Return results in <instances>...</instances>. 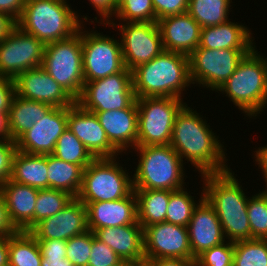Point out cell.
<instances>
[{"mask_svg":"<svg viewBox=\"0 0 267 266\" xmlns=\"http://www.w3.org/2000/svg\"><path fill=\"white\" fill-rule=\"evenodd\" d=\"M73 196L68 192L46 188L38 190L35 203V225L41 220L51 217L66 207Z\"/></svg>","mask_w":267,"mask_h":266,"instance_id":"cell-35","label":"cell"},{"mask_svg":"<svg viewBox=\"0 0 267 266\" xmlns=\"http://www.w3.org/2000/svg\"><path fill=\"white\" fill-rule=\"evenodd\" d=\"M244 25L237 22L221 23L201 28L199 46L207 49H253L254 37Z\"/></svg>","mask_w":267,"mask_h":266,"instance_id":"cell-26","label":"cell"},{"mask_svg":"<svg viewBox=\"0 0 267 266\" xmlns=\"http://www.w3.org/2000/svg\"><path fill=\"white\" fill-rule=\"evenodd\" d=\"M45 44L17 26L0 42V76L14 79L29 69L41 66Z\"/></svg>","mask_w":267,"mask_h":266,"instance_id":"cell-14","label":"cell"},{"mask_svg":"<svg viewBox=\"0 0 267 266\" xmlns=\"http://www.w3.org/2000/svg\"><path fill=\"white\" fill-rule=\"evenodd\" d=\"M16 151V141L0 139V186L11 178L12 160Z\"/></svg>","mask_w":267,"mask_h":266,"instance_id":"cell-43","label":"cell"},{"mask_svg":"<svg viewBox=\"0 0 267 266\" xmlns=\"http://www.w3.org/2000/svg\"><path fill=\"white\" fill-rule=\"evenodd\" d=\"M47 168L48 188L68 192L76 198L82 185L83 169L52 154L47 155Z\"/></svg>","mask_w":267,"mask_h":266,"instance_id":"cell-30","label":"cell"},{"mask_svg":"<svg viewBox=\"0 0 267 266\" xmlns=\"http://www.w3.org/2000/svg\"><path fill=\"white\" fill-rule=\"evenodd\" d=\"M42 259L40 266H74L66 258V241L65 240H37Z\"/></svg>","mask_w":267,"mask_h":266,"instance_id":"cell-40","label":"cell"},{"mask_svg":"<svg viewBox=\"0 0 267 266\" xmlns=\"http://www.w3.org/2000/svg\"><path fill=\"white\" fill-rule=\"evenodd\" d=\"M91 5L97 11L98 16L100 15L99 20L97 21V17L95 20L97 23H101L106 26L110 22L111 17H113L117 11L118 6L116 5V0H89ZM107 18V19H106Z\"/></svg>","mask_w":267,"mask_h":266,"instance_id":"cell-45","label":"cell"},{"mask_svg":"<svg viewBox=\"0 0 267 266\" xmlns=\"http://www.w3.org/2000/svg\"><path fill=\"white\" fill-rule=\"evenodd\" d=\"M38 190L10 179L0 186L10 220L18 231H30L35 226Z\"/></svg>","mask_w":267,"mask_h":266,"instance_id":"cell-25","label":"cell"},{"mask_svg":"<svg viewBox=\"0 0 267 266\" xmlns=\"http://www.w3.org/2000/svg\"><path fill=\"white\" fill-rule=\"evenodd\" d=\"M41 67L77 100L85 84L81 27L69 38L45 44Z\"/></svg>","mask_w":267,"mask_h":266,"instance_id":"cell-8","label":"cell"},{"mask_svg":"<svg viewBox=\"0 0 267 266\" xmlns=\"http://www.w3.org/2000/svg\"><path fill=\"white\" fill-rule=\"evenodd\" d=\"M146 266H195V261L175 258L145 259Z\"/></svg>","mask_w":267,"mask_h":266,"instance_id":"cell-49","label":"cell"},{"mask_svg":"<svg viewBox=\"0 0 267 266\" xmlns=\"http://www.w3.org/2000/svg\"><path fill=\"white\" fill-rule=\"evenodd\" d=\"M201 116L185 104L176 114L170 146L201 175L230 170L224 145Z\"/></svg>","mask_w":267,"mask_h":266,"instance_id":"cell-1","label":"cell"},{"mask_svg":"<svg viewBox=\"0 0 267 266\" xmlns=\"http://www.w3.org/2000/svg\"><path fill=\"white\" fill-rule=\"evenodd\" d=\"M234 242L226 241L205 250L195 260V266H232Z\"/></svg>","mask_w":267,"mask_h":266,"instance_id":"cell-41","label":"cell"},{"mask_svg":"<svg viewBox=\"0 0 267 266\" xmlns=\"http://www.w3.org/2000/svg\"><path fill=\"white\" fill-rule=\"evenodd\" d=\"M136 100L132 71H123L103 79L86 82L76 103L89 112L128 108Z\"/></svg>","mask_w":267,"mask_h":266,"instance_id":"cell-10","label":"cell"},{"mask_svg":"<svg viewBox=\"0 0 267 266\" xmlns=\"http://www.w3.org/2000/svg\"><path fill=\"white\" fill-rule=\"evenodd\" d=\"M137 199L138 223L147 226L166 222L170 190L133 189Z\"/></svg>","mask_w":267,"mask_h":266,"instance_id":"cell-29","label":"cell"},{"mask_svg":"<svg viewBox=\"0 0 267 266\" xmlns=\"http://www.w3.org/2000/svg\"><path fill=\"white\" fill-rule=\"evenodd\" d=\"M205 199L213 206L227 241L251 239L247 214L248 196L232 170L200 175Z\"/></svg>","mask_w":267,"mask_h":266,"instance_id":"cell-2","label":"cell"},{"mask_svg":"<svg viewBox=\"0 0 267 266\" xmlns=\"http://www.w3.org/2000/svg\"><path fill=\"white\" fill-rule=\"evenodd\" d=\"M17 232L18 230L10 220L5 200L0 193V236L9 237Z\"/></svg>","mask_w":267,"mask_h":266,"instance_id":"cell-47","label":"cell"},{"mask_svg":"<svg viewBox=\"0 0 267 266\" xmlns=\"http://www.w3.org/2000/svg\"><path fill=\"white\" fill-rule=\"evenodd\" d=\"M256 49L244 56L235 72L217 90L225 93L250 118L261 114L267 106V57Z\"/></svg>","mask_w":267,"mask_h":266,"instance_id":"cell-5","label":"cell"},{"mask_svg":"<svg viewBox=\"0 0 267 266\" xmlns=\"http://www.w3.org/2000/svg\"><path fill=\"white\" fill-rule=\"evenodd\" d=\"M13 81L15 94L21 98L46 103L57 108L70 107L76 103V100L41 66L22 72Z\"/></svg>","mask_w":267,"mask_h":266,"instance_id":"cell-17","label":"cell"},{"mask_svg":"<svg viewBox=\"0 0 267 266\" xmlns=\"http://www.w3.org/2000/svg\"><path fill=\"white\" fill-rule=\"evenodd\" d=\"M199 200L187 226L193 261L205 250L226 242L218 216L204 197V189Z\"/></svg>","mask_w":267,"mask_h":266,"instance_id":"cell-20","label":"cell"},{"mask_svg":"<svg viewBox=\"0 0 267 266\" xmlns=\"http://www.w3.org/2000/svg\"><path fill=\"white\" fill-rule=\"evenodd\" d=\"M83 25L81 42L84 82L103 79L123 71L126 67L120 40L98 33L94 29L83 31Z\"/></svg>","mask_w":267,"mask_h":266,"instance_id":"cell-12","label":"cell"},{"mask_svg":"<svg viewBox=\"0 0 267 266\" xmlns=\"http://www.w3.org/2000/svg\"><path fill=\"white\" fill-rule=\"evenodd\" d=\"M107 25L119 27L123 60L130 71L151 61L164 50L157 22H119L116 26L111 19Z\"/></svg>","mask_w":267,"mask_h":266,"instance_id":"cell-13","label":"cell"},{"mask_svg":"<svg viewBox=\"0 0 267 266\" xmlns=\"http://www.w3.org/2000/svg\"><path fill=\"white\" fill-rule=\"evenodd\" d=\"M247 214L251 239H267V192L265 190L248 198Z\"/></svg>","mask_w":267,"mask_h":266,"instance_id":"cell-37","label":"cell"},{"mask_svg":"<svg viewBox=\"0 0 267 266\" xmlns=\"http://www.w3.org/2000/svg\"><path fill=\"white\" fill-rule=\"evenodd\" d=\"M17 26L14 18L6 13L0 12V42L7 38Z\"/></svg>","mask_w":267,"mask_h":266,"instance_id":"cell-50","label":"cell"},{"mask_svg":"<svg viewBox=\"0 0 267 266\" xmlns=\"http://www.w3.org/2000/svg\"><path fill=\"white\" fill-rule=\"evenodd\" d=\"M232 0H189L187 13L201 26L227 22Z\"/></svg>","mask_w":267,"mask_h":266,"instance_id":"cell-32","label":"cell"},{"mask_svg":"<svg viewBox=\"0 0 267 266\" xmlns=\"http://www.w3.org/2000/svg\"><path fill=\"white\" fill-rule=\"evenodd\" d=\"M51 108L49 104L21 98L15 94L8 111L9 139L16 141Z\"/></svg>","mask_w":267,"mask_h":266,"instance_id":"cell-28","label":"cell"},{"mask_svg":"<svg viewBox=\"0 0 267 266\" xmlns=\"http://www.w3.org/2000/svg\"><path fill=\"white\" fill-rule=\"evenodd\" d=\"M255 161L259 165L262 170V174L265 178V182H267V145L265 147L258 148L255 152Z\"/></svg>","mask_w":267,"mask_h":266,"instance_id":"cell-51","label":"cell"},{"mask_svg":"<svg viewBox=\"0 0 267 266\" xmlns=\"http://www.w3.org/2000/svg\"><path fill=\"white\" fill-rule=\"evenodd\" d=\"M88 266H129L92 232V246Z\"/></svg>","mask_w":267,"mask_h":266,"instance_id":"cell-42","label":"cell"},{"mask_svg":"<svg viewBox=\"0 0 267 266\" xmlns=\"http://www.w3.org/2000/svg\"><path fill=\"white\" fill-rule=\"evenodd\" d=\"M47 155L16 151L12 160L11 181L42 190L48 188Z\"/></svg>","mask_w":267,"mask_h":266,"instance_id":"cell-27","label":"cell"},{"mask_svg":"<svg viewBox=\"0 0 267 266\" xmlns=\"http://www.w3.org/2000/svg\"><path fill=\"white\" fill-rule=\"evenodd\" d=\"M123 0H116V5L118 6Z\"/></svg>","mask_w":267,"mask_h":266,"instance_id":"cell-55","label":"cell"},{"mask_svg":"<svg viewBox=\"0 0 267 266\" xmlns=\"http://www.w3.org/2000/svg\"><path fill=\"white\" fill-rule=\"evenodd\" d=\"M94 113L104 128L109 142L122 154L137 146L138 110L136 100L128 107ZM130 147V148H129Z\"/></svg>","mask_w":267,"mask_h":266,"instance_id":"cell-21","label":"cell"},{"mask_svg":"<svg viewBox=\"0 0 267 266\" xmlns=\"http://www.w3.org/2000/svg\"><path fill=\"white\" fill-rule=\"evenodd\" d=\"M115 158L94 159L82 174L77 195L82 203L114 201L133 191L132 178Z\"/></svg>","mask_w":267,"mask_h":266,"instance_id":"cell-7","label":"cell"},{"mask_svg":"<svg viewBox=\"0 0 267 266\" xmlns=\"http://www.w3.org/2000/svg\"><path fill=\"white\" fill-rule=\"evenodd\" d=\"M95 237L109 246L123 262L141 264L144 262L143 227L138 223L120 227L97 229Z\"/></svg>","mask_w":267,"mask_h":266,"instance_id":"cell-24","label":"cell"},{"mask_svg":"<svg viewBox=\"0 0 267 266\" xmlns=\"http://www.w3.org/2000/svg\"><path fill=\"white\" fill-rule=\"evenodd\" d=\"M234 266H267V239L234 242Z\"/></svg>","mask_w":267,"mask_h":266,"instance_id":"cell-34","label":"cell"},{"mask_svg":"<svg viewBox=\"0 0 267 266\" xmlns=\"http://www.w3.org/2000/svg\"><path fill=\"white\" fill-rule=\"evenodd\" d=\"M135 97L182 99L190 80L189 56L163 50L158 56L132 70ZM183 89V90H182Z\"/></svg>","mask_w":267,"mask_h":266,"instance_id":"cell-3","label":"cell"},{"mask_svg":"<svg viewBox=\"0 0 267 266\" xmlns=\"http://www.w3.org/2000/svg\"><path fill=\"white\" fill-rule=\"evenodd\" d=\"M41 250L29 231H18L9 236V266H40Z\"/></svg>","mask_w":267,"mask_h":266,"instance_id":"cell-31","label":"cell"},{"mask_svg":"<svg viewBox=\"0 0 267 266\" xmlns=\"http://www.w3.org/2000/svg\"><path fill=\"white\" fill-rule=\"evenodd\" d=\"M68 127V107H52L16 140L17 150L29 154H52L58 138Z\"/></svg>","mask_w":267,"mask_h":266,"instance_id":"cell-16","label":"cell"},{"mask_svg":"<svg viewBox=\"0 0 267 266\" xmlns=\"http://www.w3.org/2000/svg\"><path fill=\"white\" fill-rule=\"evenodd\" d=\"M0 266H9V237L0 236Z\"/></svg>","mask_w":267,"mask_h":266,"instance_id":"cell-52","label":"cell"},{"mask_svg":"<svg viewBox=\"0 0 267 266\" xmlns=\"http://www.w3.org/2000/svg\"><path fill=\"white\" fill-rule=\"evenodd\" d=\"M197 205L194 197L185 191V187L173 191L167 206L166 222L187 227Z\"/></svg>","mask_w":267,"mask_h":266,"instance_id":"cell-36","label":"cell"},{"mask_svg":"<svg viewBox=\"0 0 267 266\" xmlns=\"http://www.w3.org/2000/svg\"><path fill=\"white\" fill-rule=\"evenodd\" d=\"M84 204L87 208L88 228L92 232L100 228L120 227L138 221L134 190L119 200Z\"/></svg>","mask_w":267,"mask_h":266,"instance_id":"cell-22","label":"cell"},{"mask_svg":"<svg viewBox=\"0 0 267 266\" xmlns=\"http://www.w3.org/2000/svg\"><path fill=\"white\" fill-rule=\"evenodd\" d=\"M252 49L196 48L189 55L190 80L217 91L235 72L238 64Z\"/></svg>","mask_w":267,"mask_h":266,"instance_id":"cell-11","label":"cell"},{"mask_svg":"<svg viewBox=\"0 0 267 266\" xmlns=\"http://www.w3.org/2000/svg\"><path fill=\"white\" fill-rule=\"evenodd\" d=\"M92 246V231L88 230L66 241V258L74 266H88Z\"/></svg>","mask_w":267,"mask_h":266,"instance_id":"cell-39","label":"cell"},{"mask_svg":"<svg viewBox=\"0 0 267 266\" xmlns=\"http://www.w3.org/2000/svg\"><path fill=\"white\" fill-rule=\"evenodd\" d=\"M114 16L120 22H156L152 0H123Z\"/></svg>","mask_w":267,"mask_h":266,"instance_id":"cell-38","label":"cell"},{"mask_svg":"<svg viewBox=\"0 0 267 266\" xmlns=\"http://www.w3.org/2000/svg\"><path fill=\"white\" fill-rule=\"evenodd\" d=\"M129 266H146L144 263H141V264H131Z\"/></svg>","mask_w":267,"mask_h":266,"instance_id":"cell-54","label":"cell"},{"mask_svg":"<svg viewBox=\"0 0 267 266\" xmlns=\"http://www.w3.org/2000/svg\"><path fill=\"white\" fill-rule=\"evenodd\" d=\"M87 208L79 199L73 200L57 214L38 222L29 232L36 240H69L87 232Z\"/></svg>","mask_w":267,"mask_h":266,"instance_id":"cell-18","label":"cell"},{"mask_svg":"<svg viewBox=\"0 0 267 266\" xmlns=\"http://www.w3.org/2000/svg\"><path fill=\"white\" fill-rule=\"evenodd\" d=\"M138 110L137 146L170 145L176 114L186 104L173 97L136 99Z\"/></svg>","mask_w":267,"mask_h":266,"instance_id":"cell-9","label":"cell"},{"mask_svg":"<svg viewBox=\"0 0 267 266\" xmlns=\"http://www.w3.org/2000/svg\"><path fill=\"white\" fill-rule=\"evenodd\" d=\"M164 50L189 56L199 46L201 26L186 12L157 21Z\"/></svg>","mask_w":267,"mask_h":266,"instance_id":"cell-23","label":"cell"},{"mask_svg":"<svg viewBox=\"0 0 267 266\" xmlns=\"http://www.w3.org/2000/svg\"><path fill=\"white\" fill-rule=\"evenodd\" d=\"M68 128L95 159L115 158L120 155V152L109 142L98 117L82 109L77 103L68 107Z\"/></svg>","mask_w":267,"mask_h":266,"instance_id":"cell-19","label":"cell"},{"mask_svg":"<svg viewBox=\"0 0 267 266\" xmlns=\"http://www.w3.org/2000/svg\"><path fill=\"white\" fill-rule=\"evenodd\" d=\"M156 22L164 17L187 12L189 0H152Z\"/></svg>","mask_w":267,"mask_h":266,"instance_id":"cell-44","label":"cell"},{"mask_svg":"<svg viewBox=\"0 0 267 266\" xmlns=\"http://www.w3.org/2000/svg\"><path fill=\"white\" fill-rule=\"evenodd\" d=\"M145 259L192 260L187 227L162 222L143 228Z\"/></svg>","mask_w":267,"mask_h":266,"instance_id":"cell-15","label":"cell"},{"mask_svg":"<svg viewBox=\"0 0 267 266\" xmlns=\"http://www.w3.org/2000/svg\"><path fill=\"white\" fill-rule=\"evenodd\" d=\"M67 0H26L17 27L44 44L71 37L82 22Z\"/></svg>","mask_w":267,"mask_h":266,"instance_id":"cell-4","label":"cell"},{"mask_svg":"<svg viewBox=\"0 0 267 266\" xmlns=\"http://www.w3.org/2000/svg\"><path fill=\"white\" fill-rule=\"evenodd\" d=\"M139 160L133 189L176 191L184 188V160L170 145L136 146Z\"/></svg>","mask_w":267,"mask_h":266,"instance_id":"cell-6","label":"cell"},{"mask_svg":"<svg viewBox=\"0 0 267 266\" xmlns=\"http://www.w3.org/2000/svg\"><path fill=\"white\" fill-rule=\"evenodd\" d=\"M26 0H0V12L6 13L16 21L20 18Z\"/></svg>","mask_w":267,"mask_h":266,"instance_id":"cell-48","label":"cell"},{"mask_svg":"<svg viewBox=\"0 0 267 266\" xmlns=\"http://www.w3.org/2000/svg\"><path fill=\"white\" fill-rule=\"evenodd\" d=\"M15 95L14 81L11 78L0 76V111L8 113Z\"/></svg>","mask_w":267,"mask_h":266,"instance_id":"cell-46","label":"cell"},{"mask_svg":"<svg viewBox=\"0 0 267 266\" xmlns=\"http://www.w3.org/2000/svg\"><path fill=\"white\" fill-rule=\"evenodd\" d=\"M0 139H9L8 113L0 111Z\"/></svg>","mask_w":267,"mask_h":266,"instance_id":"cell-53","label":"cell"},{"mask_svg":"<svg viewBox=\"0 0 267 266\" xmlns=\"http://www.w3.org/2000/svg\"><path fill=\"white\" fill-rule=\"evenodd\" d=\"M52 155L65 162L79 165L83 170L95 159L68 127L58 138Z\"/></svg>","mask_w":267,"mask_h":266,"instance_id":"cell-33","label":"cell"}]
</instances>
